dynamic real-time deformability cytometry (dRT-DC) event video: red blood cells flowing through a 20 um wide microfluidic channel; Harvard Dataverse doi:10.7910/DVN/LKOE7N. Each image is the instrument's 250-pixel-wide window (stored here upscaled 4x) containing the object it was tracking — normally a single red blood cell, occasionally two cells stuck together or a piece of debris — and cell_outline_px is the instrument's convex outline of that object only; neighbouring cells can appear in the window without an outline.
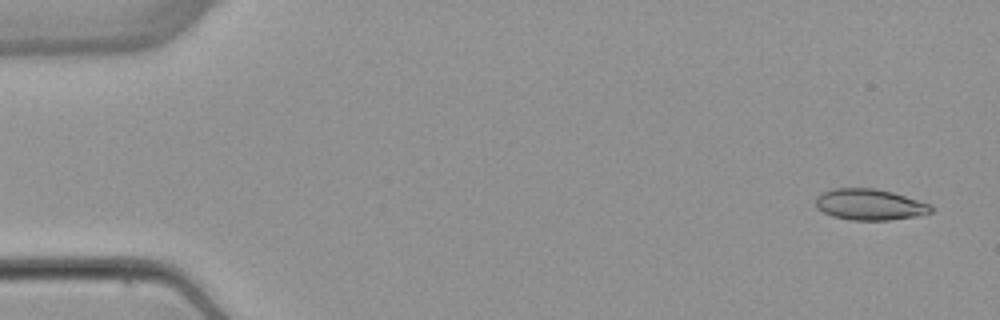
{"species": "common noctule bat (a hibernating species)", "species_latin": "Nyctalus noctula", "temperature_condition": "warm", "stored_images_in_passage": 4, "camera_frame_rate_fps": 3000, "um_per_image_px": 0.085, "animal": {"sex": "female", "body_mass_g": 22.7, "forearm_length_mm": 54.2}, "frame": {"image": 1, "passage_image": 1, "time_ms": 0.0, "image_size_px": [1000, 320], "cell_outline_px": [[932, 212], [916, 216], [888, 220], [848, 220], [832, 216], [816, 208], [816, 196], [832, 188], [872, 188], [892, 192], [932, 204]], "centroid_in_image_um": [73.91, 17.39], "position_along_channel_um": 11.1, "area_um2": 20.92}}
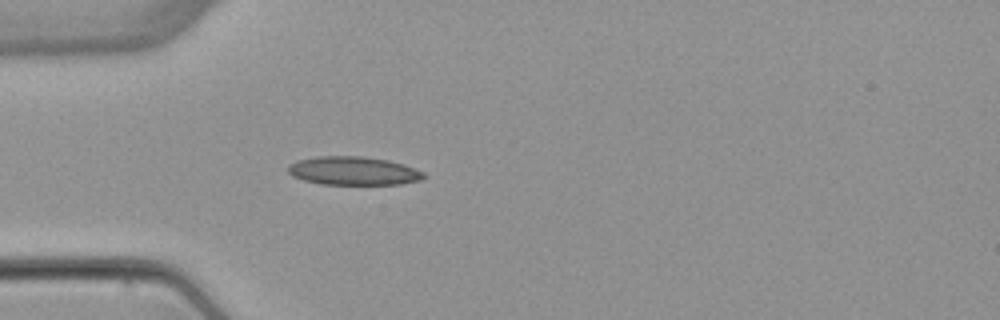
{"frame": {"image": 2, "passage_image": 4, "time_ms": 4.333, "image_size_px": [1000, 320], "cell_outline_px": [[424, 176], [420, 180], [400, 184], [320, 184], [304, 180], [292, 176], [288, 172], [288, 164], [296, 160], [316, 156], [360, 156], [388, 160], [424, 172]], "centroid_in_image_um": [29.96, 14.52], "position_along_channel_um": 55.0, "area_um2": 22.37}}